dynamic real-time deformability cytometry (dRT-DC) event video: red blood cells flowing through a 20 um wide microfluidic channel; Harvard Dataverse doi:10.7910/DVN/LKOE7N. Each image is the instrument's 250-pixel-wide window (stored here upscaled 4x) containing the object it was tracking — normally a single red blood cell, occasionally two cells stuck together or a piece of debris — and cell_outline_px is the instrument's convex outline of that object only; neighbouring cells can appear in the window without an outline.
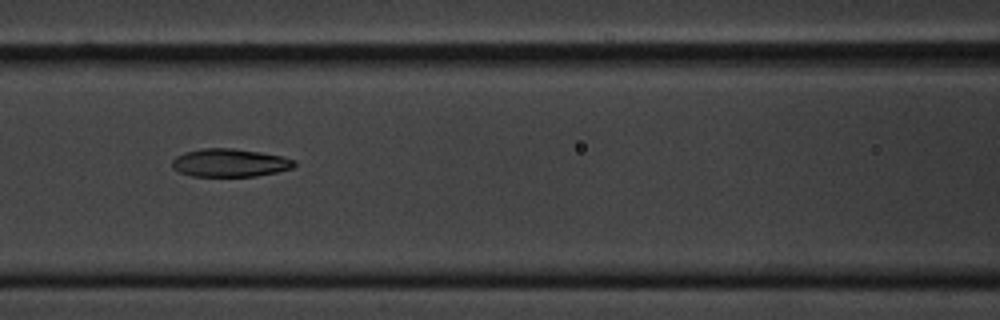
{"species": "common noctule bat (a hibernating species)", "species_latin": "Nyctalus noctula", "temperature_condition": "cold", "stored_images_in_passage": 15, "camera_frame_rate_fps": 3000, "um_per_image_px": 0.085, "animal": {"sex": "male", "body_mass_g": 20.1, "forearm_length_mm": 53.5}, "frame": {"image": 1, "passage_image": 7, "time_ms": 8.0, "image_size_px": [1000, 320], "cell_outline_px": [[296, 164], [292, 168], [276, 172], [256, 176], [192, 176], [180, 172], [172, 168], [172, 160], [176, 156], [184, 152], [204, 148], [232, 148], [260, 152], [284, 156], [296, 160]], "centroid_in_image_um": [19.54, 13.83], "position_along_channel_um": 147.1, "area_um2": 20.06}}
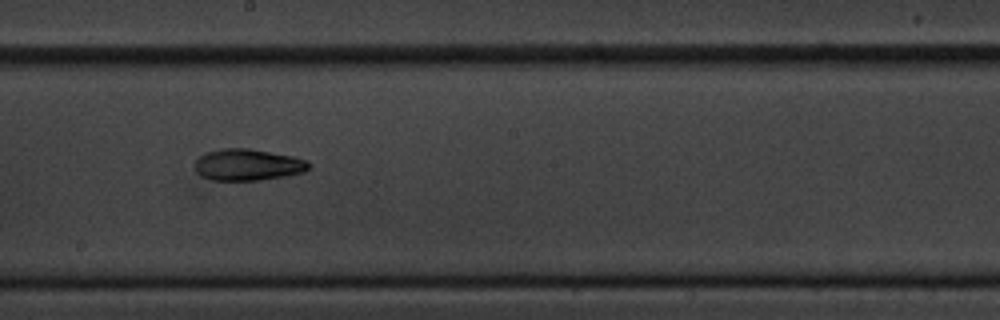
{"frame": {"image": 2, "passage_image": 9, "time_ms": 10.333, "image_size_px": [1000, 320], "cell_outline_px": [[312, 168], [304, 172], [288, 176], [260, 180], [212, 180], [200, 176], [196, 172], [196, 160], [200, 156], [208, 152], [224, 148], [248, 148], [296, 156], [308, 160], [312, 164]], "centroid_in_image_um": [21.15, 14.01], "position_along_channel_um": 227.1, "area_um2": 21.27}, "authors_computed_cell_mechanics": {"area_um2": 21.2126, "velocity_mm_per_s": 3.4422, "shape_relaxation_time_tau1_ms": 4.4634, "shape_relaxation_time_tau2_ms": 9.8128, "deformation_change_tau1": 0.0961, "deformation_change_tau2": 0.1626}}